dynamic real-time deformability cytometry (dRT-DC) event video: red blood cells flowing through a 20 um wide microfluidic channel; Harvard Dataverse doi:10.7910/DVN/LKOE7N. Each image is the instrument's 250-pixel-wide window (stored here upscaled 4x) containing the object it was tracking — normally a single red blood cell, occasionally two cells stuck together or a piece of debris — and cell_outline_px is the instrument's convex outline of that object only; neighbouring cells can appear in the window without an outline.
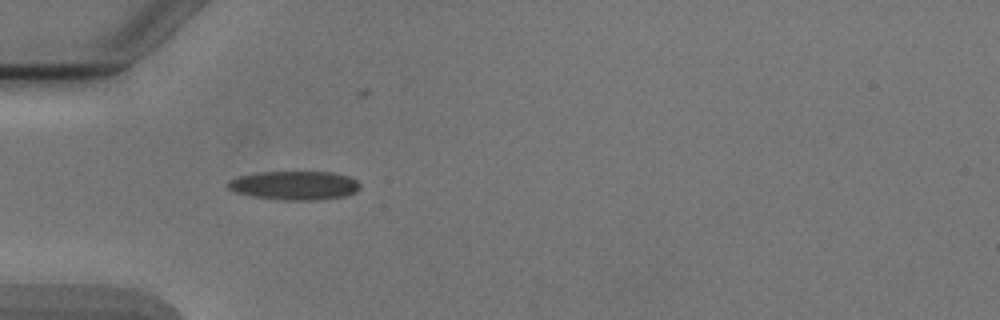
{"species": "Egyptian fruit bat (a non-hibernating species)", "species_latin": "Rousettus aegyptiacus", "temperature_condition": "cold", "stored_images_in_passage": 2, "camera_frame_rate_fps": 3000, "um_per_image_px": 0.085, "animal": {"sex": "male"}, "frame": {"image": 1, "passage_image": 1, "time_ms": 0.0, "image_size_px": [1000, 320], "cell_outline_px": [[360, 188], [356, 192], [344, 196], [320, 200], [280, 200], [252, 196], [232, 192], [224, 184], [228, 180], [240, 176], [260, 172], [332, 172], [348, 176], [356, 180], [360, 184]], "centroid_in_image_um": [25.0, 15.77], "position_along_channel_um": 60.0, "area_um2": 22.43}}
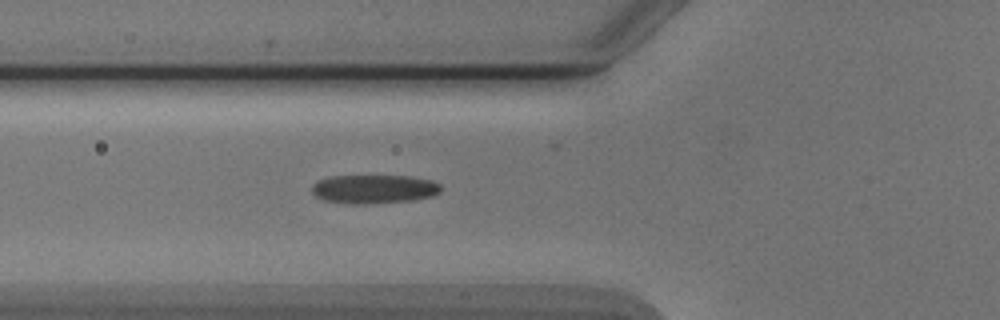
{"frame": {"image": 2, "passage_image": 2, "time_ms": 1.0, "image_size_px": [1000, 320], "cell_outline_px": [[440, 192], [432, 196], [412, 200], [376, 204], [352, 204], [320, 200], [312, 192], [312, 184], [316, 180], [332, 176], [408, 176], [432, 180], [440, 184]], "centroid_in_image_um": [31.75, 16.08], "position_along_channel_um": 94.0, "area_um2": 21.91}}